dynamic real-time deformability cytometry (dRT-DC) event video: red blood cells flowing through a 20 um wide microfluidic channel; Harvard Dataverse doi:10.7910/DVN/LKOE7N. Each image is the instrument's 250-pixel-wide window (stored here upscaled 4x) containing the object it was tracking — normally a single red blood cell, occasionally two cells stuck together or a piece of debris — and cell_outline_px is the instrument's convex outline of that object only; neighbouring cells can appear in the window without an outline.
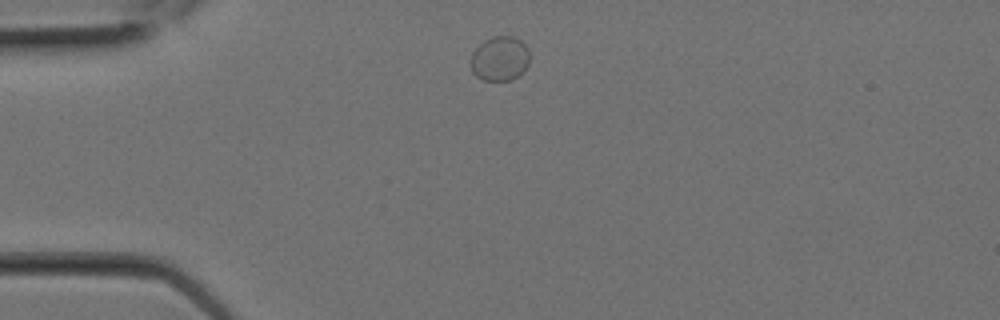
{"species": "Egyptian fruit bat (a non-hibernating species)", "species_latin": "Rousettus aegyptiacus", "temperature_condition": "room temperature", "stored_images_in_passage": 1, "camera_frame_rate_fps": 3000, "um_per_image_px": 0.085, "animal": {"sex": "female"}, "frame": {"image": 1, "passage_image": 1, "time_ms": 0.0, "image_size_px": [1000, 320], "cell_outline_px": [[528, 64], [512, 80], [484, 80], [476, 76], [472, 72], [472, 52], [484, 40], [492, 36], [512, 36], [520, 40], [528, 48]], "centroid_in_image_um": [42.47, 4.96], "position_along_channel_um": 42.5, "area_um2": 15.03}}